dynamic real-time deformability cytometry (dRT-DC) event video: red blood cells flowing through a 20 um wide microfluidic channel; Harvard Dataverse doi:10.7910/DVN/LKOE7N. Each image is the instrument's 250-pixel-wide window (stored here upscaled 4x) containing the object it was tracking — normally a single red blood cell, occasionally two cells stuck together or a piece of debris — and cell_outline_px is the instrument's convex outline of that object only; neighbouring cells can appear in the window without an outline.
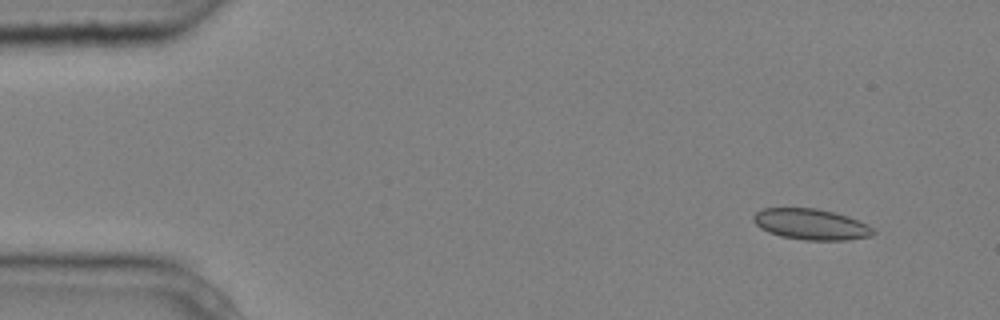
{"species": "common noctule bat (a hibernating species)", "species_latin": "Nyctalus noctula", "temperature_condition": "cold", "stored_images_in_passage": 4, "camera_frame_rate_fps": 3000, "um_per_image_px": 0.085, "animal": {"sex": "male", "body_mass_g": 20.4}, "frame": {"image": 1, "passage_image": 1, "time_ms": 0.0, "image_size_px": [1000, 320], "cell_outline_px": [[876, 232], [872, 236], [848, 240], [804, 240], [780, 236], [768, 232], [760, 228], [752, 220], [752, 216], [756, 212], [764, 208], [816, 208], [848, 216], [872, 228]], "centroid_in_image_um": [68.9, 19.07], "position_along_channel_um": 16.1, "area_um2": 21.5}}
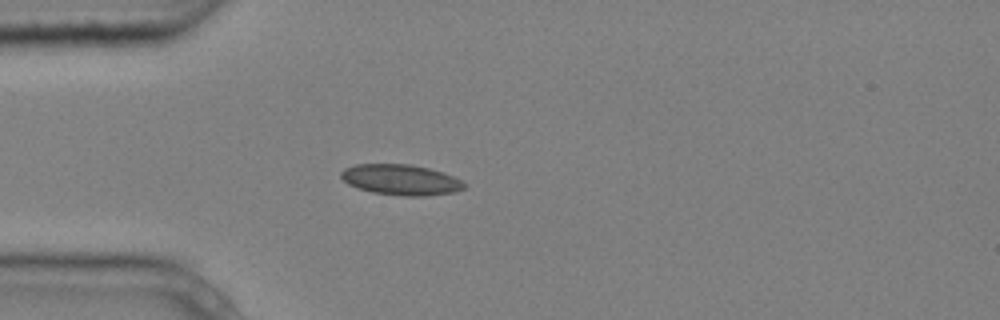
{"frame": {"image": 2, "passage_image": 4, "time_ms": 1.0, "image_size_px": [1000, 320], "cell_outline_px": [[468, 184], [464, 188], [456, 192], [424, 196], [404, 196], [372, 192], [348, 184], [340, 176], [340, 172], [344, 168], [356, 164], [412, 164], [444, 172]], "centroid_in_image_um": [34.09, 15.27], "position_along_channel_um": 50.9, "area_um2": 22.02}}